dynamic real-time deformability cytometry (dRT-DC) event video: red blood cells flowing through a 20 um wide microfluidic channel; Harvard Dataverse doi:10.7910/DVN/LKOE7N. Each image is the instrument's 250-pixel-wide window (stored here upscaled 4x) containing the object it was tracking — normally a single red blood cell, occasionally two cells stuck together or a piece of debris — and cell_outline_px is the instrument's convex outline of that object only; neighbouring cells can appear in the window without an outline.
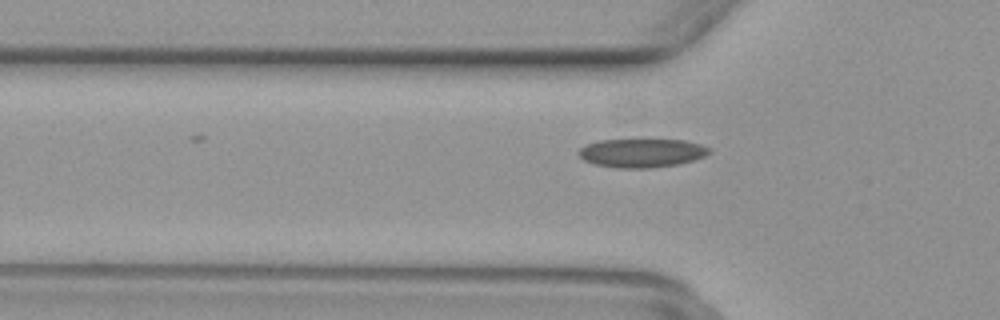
{"species": "common noctule bat (a hibernating species)", "species_latin": "Nyctalus noctula", "temperature_condition": "warm", "stored_images_in_passage": 33, "camera_frame_rate_fps": 3000, "um_per_image_px": 0.085, "animal": {"sex": "female", "body_mass_g": 29.2, "forearm_length_mm": 56.3}, "frame": {"image": 1, "passage_image": 2, "time_ms": 0.333, "image_size_px": [1000, 320], "cell_outline_px": [[712, 152], [704, 156], [692, 160], [676, 164], [652, 168], [616, 168], [596, 164], [584, 160], [576, 152], [580, 148], [596, 140], [684, 140], [700, 144], [712, 148]], "centroid_in_image_um": [54.55, 13.0], "position_along_channel_um": 71.3, "area_um2": 21.79}}
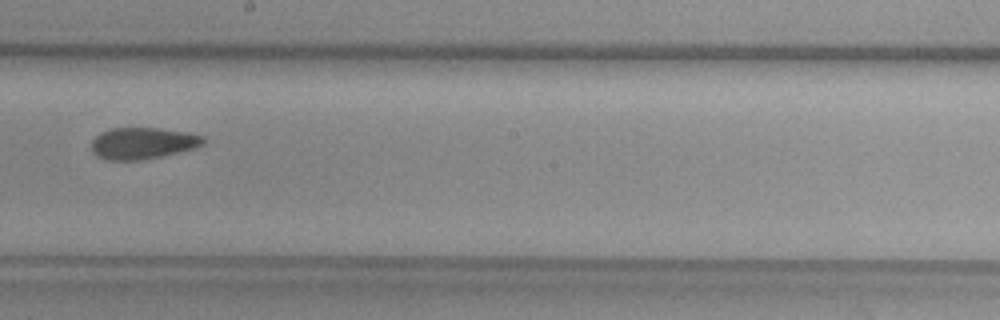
{"frame": {"image": 2, "passage_image": 14, "time_ms": 4.333, "image_size_px": [1000, 320], "cell_outline_px": [[204, 144], [192, 148], [160, 156], [140, 160], [108, 160], [96, 156], [92, 152], [92, 140], [100, 132], [112, 128], [160, 128], [188, 132], [204, 136]], "centroid_in_image_um": [12.1, 12.16], "position_along_channel_um": 236.1, "area_um2": 20.46}}
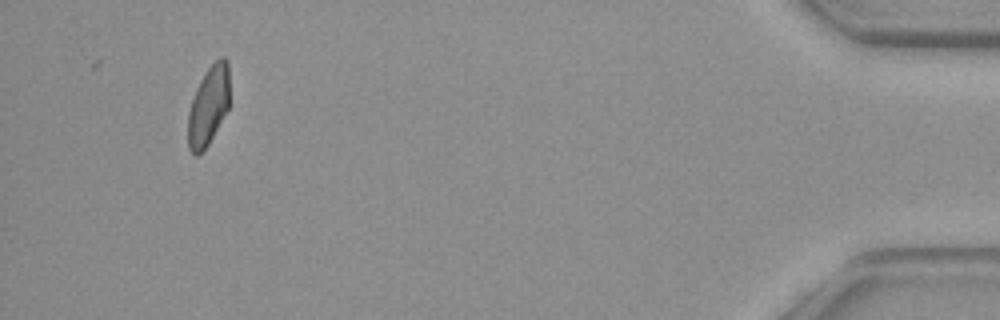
{"frame": {"image": 3, "passage_image": 33, "time_ms": 10.667, "image_size_px": [1000, 320], "cell_outline_px": [[228, 108], [208, 144], [196, 156], [188, 148], [188, 112], [196, 88], [200, 80], [208, 68], [220, 56], [224, 56], [228, 60]], "centroid_in_image_um": [17.7, 8.96], "position_along_channel_um": 417.5, "area_um2": 18.84}}